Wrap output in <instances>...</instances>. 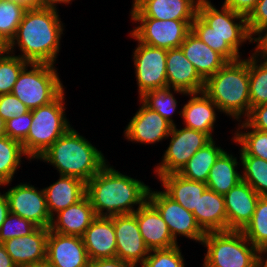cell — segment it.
Instances as JSON below:
<instances>
[{"mask_svg":"<svg viewBox=\"0 0 267 267\" xmlns=\"http://www.w3.org/2000/svg\"><path fill=\"white\" fill-rule=\"evenodd\" d=\"M221 6L218 10L210 0H200L191 31L228 62L237 61L241 59L240 46L247 40L254 43V38L245 16Z\"/></svg>","mask_w":267,"mask_h":267,"instance_id":"6da1fadb","label":"cell"},{"mask_svg":"<svg viewBox=\"0 0 267 267\" xmlns=\"http://www.w3.org/2000/svg\"><path fill=\"white\" fill-rule=\"evenodd\" d=\"M58 11L54 7L28 8L14 38L8 44V51L15 52L17 45L21 59L29 63L54 65L64 31Z\"/></svg>","mask_w":267,"mask_h":267,"instance_id":"7a4b0ae2","label":"cell"},{"mask_svg":"<svg viewBox=\"0 0 267 267\" xmlns=\"http://www.w3.org/2000/svg\"><path fill=\"white\" fill-rule=\"evenodd\" d=\"M150 187L144 182L120 173L106 164L86 183L97 217L133 214L148 200ZM134 205L138 206L136 209Z\"/></svg>","mask_w":267,"mask_h":267,"instance_id":"3957f363","label":"cell"},{"mask_svg":"<svg viewBox=\"0 0 267 267\" xmlns=\"http://www.w3.org/2000/svg\"><path fill=\"white\" fill-rule=\"evenodd\" d=\"M50 163L59 175L87 183L107 163L104 155L73 127L58 138L37 160Z\"/></svg>","mask_w":267,"mask_h":267,"instance_id":"277c9868","label":"cell"},{"mask_svg":"<svg viewBox=\"0 0 267 267\" xmlns=\"http://www.w3.org/2000/svg\"><path fill=\"white\" fill-rule=\"evenodd\" d=\"M203 92L218 106L219 111L240 121L251 110L249 95V57L227 62L205 80Z\"/></svg>","mask_w":267,"mask_h":267,"instance_id":"5b68a950","label":"cell"},{"mask_svg":"<svg viewBox=\"0 0 267 267\" xmlns=\"http://www.w3.org/2000/svg\"><path fill=\"white\" fill-rule=\"evenodd\" d=\"M203 267H261V252L242 231L208 232Z\"/></svg>","mask_w":267,"mask_h":267,"instance_id":"8992f818","label":"cell"},{"mask_svg":"<svg viewBox=\"0 0 267 267\" xmlns=\"http://www.w3.org/2000/svg\"><path fill=\"white\" fill-rule=\"evenodd\" d=\"M64 93L65 91L49 104L31 110L32 123L26 139L22 142L30 159H37L71 128L65 114Z\"/></svg>","mask_w":267,"mask_h":267,"instance_id":"52a82bcc","label":"cell"},{"mask_svg":"<svg viewBox=\"0 0 267 267\" xmlns=\"http://www.w3.org/2000/svg\"><path fill=\"white\" fill-rule=\"evenodd\" d=\"M58 74L52 64L30 63L19 74L11 93L29 110L49 104L64 91Z\"/></svg>","mask_w":267,"mask_h":267,"instance_id":"ba28073f","label":"cell"},{"mask_svg":"<svg viewBox=\"0 0 267 267\" xmlns=\"http://www.w3.org/2000/svg\"><path fill=\"white\" fill-rule=\"evenodd\" d=\"M171 138L168 148L162 156L161 163L155 167L157 178L162 175L178 173L188 160L201 148H203L212 139L203 132L194 129H177L176 124L172 126Z\"/></svg>","mask_w":267,"mask_h":267,"instance_id":"9c48e42d","label":"cell"},{"mask_svg":"<svg viewBox=\"0 0 267 267\" xmlns=\"http://www.w3.org/2000/svg\"><path fill=\"white\" fill-rule=\"evenodd\" d=\"M138 45L133 51L134 70L139 97L153 89L167 87L166 58L167 49L153 47L140 42L131 32Z\"/></svg>","mask_w":267,"mask_h":267,"instance_id":"30bf717a","label":"cell"},{"mask_svg":"<svg viewBox=\"0 0 267 267\" xmlns=\"http://www.w3.org/2000/svg\"><path fill=\"white\" fill-rule=\"evenodd\" d=\"M140 25L130 31L140 42L164 49L180 48L194 20L131 18Z\"/></svg>","mask_w":267,"mask_h":267,"instance_id":"8fae6325","label":"cell"},{"mask_svg":"<svg viewBox=\"0 0 267 267\" xmlns=\"http://www.w3.org/2000/svg\"><path fill=\"white\" fill-rule=\"evenodd\" d=\"M148 201L158 210L177 242L181 235L202 244L206 233L201 229L194 214L169 197L164 191L149 189Z\"/></svg>","mask_w":267,"mask_h":267,"instance_id":"7c38bea8","label":"cell"},{"mask_svg":"<svg viewBox=\"0 0 267 267\" xmlns=\"http://www.w3.org/2000/svg\"><path fill=\"white\" fill-rule=\"evenodd\" d=\"M4 194L8 200L10 213L27 219L38 227H50L52 218L43 189L38 190L29 183H20Z\"/></svg>","mask_w":267,"mask_h":267,"instance_id":"4fadbf2b","label":"cell"},{"mask_svg":"<svg viewBox=\"0 0 267 267\" xmlns=\"http://www.w3.org/2000/svg\"><path fill=\"white\" fill-rule=\"evenodd\" d=\"M113 220L116 238V257L131 263L134 267L144 263L150 250L141 236L137 218L134 214L110 217Z\"/></svg>","mask_w":267,"mask_h":267,"instance_id":"5bb4252c","label":"cell"},{"mask_svg":"<svg viewBox=\"0 0 267 267\" xmlns=\"http://www.w3.org/2000/svg\"><path fill=\"white\" fill-rule=\"evenodd\" d=\"M136 114L132 117L124 130L128 141L141 144H154L167 139L172 125L159 113L150 110L140 100Z\"/></svg>","mask_w":267,"mask_h":267,"instance_id":"9a60e30c","label":"cell"},{"mask_svg":"<svg viewBox=\"0 0 267 267\" xmlns=\"http://www.w3.org/2000/svg\"><path fill=\"white\" fill-rule=\"evenodd\" d=\"M89 257L82 237L49 230L46 262L53 267H88Z\"/></svg>","mask_w":267,"mask_h":267,"instance_id":"2e32d148","label":"cell"},{"mask_svg":"<svg viewBox=\"0 0 267 267\" xmlns=\"http://www.w3.org/2000/svg\"><path fill=\"white\" fill-rule=\"evenodd\" d=\"M131 18L194 20L200 0H133Z\"/></svg>","mask_w":267,"mask_h":267,"instance_id":"e0dca14e","label":"cell"},{"mask_svg":"<svg viewBox=\"0 0 267 267\" xmlns=\"http://www.w3.org/2000/svg\"><path fill=\"white\" fill-rule=\"evenodd\" d=\"M260 195L245 181H240L224 195L227 231H243L251 222Z\"/></svg>","mask_w":267,"mask_h":267,"instance_id":"ac0fdd59","label":"cell"},{"mask_svg":"<svg viewBox=\"0 0 267 267\" xmlns=\"http://www.w3.org/2000/svg\"><path fill=\"white\" fill-rule=\"evenodd\" d=\"M167 86L174 93L186 95L204 90L205 80L185 57L181 48L167 50L166 58Z\"/></svg>","mask_w":267,"mask_h":267,"instance_id":"d6986e66","label":"cell"},{"mask_svg":"<svg viewBox=\"0 0 267 267\" xmlns=\"http://www.w3.org/2000/svg\"><path fill=\"white\" fill-rule=\"evenodd\" d=\"M49 228L38 227L30 235L3 242L5 250L17 267H31L46 262Z\"/></svg>","mask_w":267,"mask_h":267,"instance_id":"ffe728a7","label":"cell"},{"mask_svg":"<svg viewBox=\"0 0 267 267\" xmlns=\"http://www.w3.org/2000/svg\"><path fill=\"white\" fill-rule=\"evenodd\" d=\"M133 214L137 218L144 243L150 251L178 245L161 214L148 200Z\"/></svg>","mask_w":267,"mask_h":267,"instance_id":"44dd1931","label":"cell"},{"mask_svg":"<svg viewBox=\"0 0 267 267\" xmlns=\"http://www.w3.org/2000/svg\"><path fill=\"white\" fill-rule=\"evenodd\" d=\"M190 99L183 106L179 115L183 118L186 128L206 133L213 138L214 124L216 122V110L218 106L203 92L186 93Z\"/></svg>","mask_w":267,"mask_h":267,"instance_id":"7402d4cb","label":"cell"},{"mask_svg":"<svg viewBox=\"0 0 267 267\" xmlns=\"http://www.w3.org/2000/svg\"><path fill=\"white\" fill-rule=\"evenodd\" d=\"M96 217L90 199L85 195L77 203L56 213L51 219L49 230L62 235L82 237Z\"/></svg>","mask_w":267,"mask_h":267,"instance_id":"603a6c76","label":"cell"},{"mask_svg":"<svg viewBox=\"0 0 267 267\" xmlns=\"http://www.w3.org/2000/svg\"><path fill=\"white\" fill-rule=\"evenodd\" d=\"M89 260L116 257V238L113 220L110 217H96L83 236Z\"/></svg>","mask_w":267,"mask_h":267,"instance_id":"cb8c5ba5","label":"cell"},{"mask_svg":"<svg viewBox=\"0 0 267 267\" xmlns=\"http://www.w3.org/2000/svg\"><path fill=\"white\" fill-rule=\"evenodd\" d=\"M180 48L204 80L214 75L228 62L221 54L202 42L192 31L187 34Z\"/></svg>","mask_w":267,"mask_h":267,"instance_id":"d4e9b609","label":"cell"},{"mask_svg":"<svg viewBox=\"0 0 267 267\" xmlns=\"http://www.w3.org/2000/svg\"><path fill=\"white\" fill-rule=\"evenodd\" d=\"M46 197L49 214H54L77 203L86 195V183L82 180L66 175H60L59 179L43 188Z\"/></svg>","mask_w":267,"mask_h":267,"instance_id":"484cf974","label":"cell"},{"mask_svg":"<svg viewBox=\"0 0 267 267\" xmlns=\"http://www.w3.org/2000/svg\"><path fill=\"white\" fill-rule=\"evenodd\" d=\"M193 214L205 233L227 231V214L223 195L206 188Z\"/></svg>","mask_w":267,"mask_h":267,"instance_id":"4316f807","label":"cell"},{"mask_svg":"<svg viewBox=\"0 0 267 267\" xmlns=\"http://www.w3.org/2000/svg\"><path fill=\"white\" fill-rule=\"evenodd\" d=\"M161 181L164 192L185 209L194 212L202 193L207 188L206 183L187 179L178 173L162 175Z\"/></svg>","mask_w":267,"mask_h":267,"instance_id":"83f0119b","label":"cell"},{"mask_svg":"<svg viewBox=\"0 0 267 267\" xmlns=\"http://www.w3.org/2000/svg\"><path fill=\"white\" fill-rule=\"evenodd\" d=\"M237 157L223 151L210 169L206 182L207 188L225 195L231 188L242 181V175L237 171Z\"/></svg>","mask_w":267,"mask_h":267,"instance_id":"f1b7e54d","label":"cell"},{"mask_svg":"<svg viewBox=\"0 0 267 267\" xmlns=\"http://www.w3.org/2000/svg\"><path fill=\"white\" fill-rule=\"evenodd\" d=\"M212 139L203 148L199 149L178 172L181 176L197 182L206 183L209 172L217 158L224 151Z\"/></svg>","mask_w":267,"mask_h":267,"instance_id":"f546056e","label":"cell"},{"mask_svg":"<svg viewBox=\"0 0 267 267\" xmlns=\"http://www.w3.org/2000/svg\"><path fill=\"white\" fill-rule=\"evenodd\" d=\"M31 159L25 153L22 143L8 136L0 138V186L9 185L21 165L22 156Z\"/></svg>","mask_w":267,"mask_h":267,"instance_id":"4dcf8cb0","label":"cell"},{"mask_svg":"<svg viewBox=\"0 0 267 267\" xmlns=\"http://www.w3.org/2000/svg\"><path fill=\"white\" fill-rule=\"evenodd\" d=\"M249 95L251 108L267 104V57L255 52L249 57Z\"/></svg>","mask_w":267,"mask_h":267,"instance_id":"1f68e13d","label":"cell"},{"mask_svg":"<svg viewBox=\"0 0 267 267\" xmlns=\"http://www.w3.org/2000/svg\"><path fill=\"white\" fill-rule=\"evenodd\" d=\"M238 122L241 125L238 123V129L231 140L241 146L240 155L259 157L267 161V132L253 129L245 121ZM240 129L249 131H239Z\"/></svg>","mask_w":267,"mask_h":267,"instance_id":"d6a6232c","label":"cell"},{"mask_svg":"<svg viewBox=\"0 0 267 267\" xmlns=\"http://www.w3.org/2000/svg\"><path fill=\"white\" fill-rule=\"evenodd\" d=\"M242 232L260 252L267 250V196H260L252 220Z\"/></svg>","mask_w":267,"mask_h":267,"instance_id":"836d02e7","label":"cell"},{"mask_svg":"<svg viewBox=\"0 0 267 267\" xmlns=\"http://www.w3.org/2000/svg\"><path fill=\"white\" fill-rule=\"evenodd\" d=\"M242 180L260 196H267V161L250 155H240Z\"/></svg>","mask_w":267,"mask_h":267,"instance_id":"e575fe53","label":"cell"},{"mask_svg":"<svg viewBox=\"0 0 267 267\" xmlns=\"http://www.w3.org/2000/svg\"><path fill=\"white\" fill-rule=\"evenodd\" d=\"M171 87H163L145 92L139 100L150 110L159 113L172 126L175 125L171 118L177 107V100Z\"/></svg>","mask_w":267,"mask_h":267,"instance_id":"d590c367","label":"cell"},{"mask_svg":"<svg viewBox=\"0 0 267 267\" xmlns=\"http://www.w3.org/2000/svg\"><path fill=\"white\" fill-rule=\"evenodd\" d=\"M28 8L10 0L0 1V36L9 44Z\"/></svg>","mask_w":267,"mask_h":267,"instance_id":"8d00e7d4","label":"cell"},{"mask_svg":"<svg viewBox=\"0 0 267 267\" xmlns=\"http://www.w3.org/2000/svg\"><path fill=\"white\" fill-rule=\"evenodd\" d=\"M14 54V55H13ZM30 63L9 51L0 54V95L11 93L21 71Z\"/></svg>","mask_w":267,"mask_h":267,"instance_id":"74e56055","label":"cell"},{"mask_svg":"<svg viewBox=\"0 0 267 267\" xmlns=\"http://www.w3.org/2000/svg\"><path fill=\"white\" fill-rule=\"evenodd\" d=\"M179 245L167 249L152 250L141 267H185Z\"/></svg>","mask_w":267,"mask_h":267,"instance_id":"f35d334b","label":"cell"},{"mask_svg":"<svg viewBox=\"0 0 267 267\" xmlns=\"http://www.w3.org/2000/svg\"><path fill=\"white\" fill-rule=\"evenodd\" d=\"M38 226L18 215L9 213L0 227V243L8 239L30 235Z\"/></svg>","mask_w":267,"mask_h":267,"instance_id":"ab89813d","label":"cell"},{"mask_svg":"<svg viewBox=\"0 0 267 267\" xmlns=\"http://www.w3.org/2000/svg\"><path fill=\"white\" fill-rule=\"evenodd\" d=\"M32 123V111L24 113L19 117L6 121V136L22 143L29 132Z\"/></svg>","mask_w":267,"mask_h":267,"instance_id":"60d3db41","label":"cell"},{"mask_svg":"<svg viewBox=\"0 0 267 267\" xmlns=\"http://www.w3.org/2000/svg\"><path fill=\"white\" fill-rule=\"evenodd\" d=\"M29 109L14 94L0 95V116L8 121L28 112Z\"/></svg>","mask_w":267,"mask_h":267,"instance_id":"b9f144b4","label":"cell"},{"mask_svg":"<svg viewBox=\"0 0 267 267\" xmlns=\"http://www.w3.org/2000/svg\"><path fill=\"white\" fill-rule=\"evenodd\" d=\"M247 25L253 38L267 27V0H258L255 8L247 17Z\"/></svg>","mask_w":267,"mask_h":267,"instance_id":"7bdbcfd3","label":"cell"},{"mask_svg":"<svg viewBox=\"0 0 267 267\" xmlns=\"http://www.w3.org/2000/svg\"><path fill=\"white\" fill-rule=\"evenodd\" d=\"M245 122L253 129L267 132V104L252 107Z\"/></svg>","mask_w":267,"mask_h":267,"instance_id":"ee69618b","label":"cell"},{"mask_svg":"<svg viewBox=\"0 0 267 267\" xmlns=\"http://www.w3.org/2000/svg\"><path fill=\"white\" fill-rule=\"evenodd\" d=\"M258 0H224L225 6L246 18L253 11Z\"/></svg>","mask_w":267,"mask_h":267,"instance_id":"f6af8a7d","label":"cell"},{"mask_svg":"<svg viewBox=\"0 0 267 267\" xmlns=\"http://www.w3.org/2000/svg\"><path fill=\"white\" fill-rule=\"evenodd\" d=\"M88 267H134L131 263L123 261L117 257L90 260Z\"/></svg>","mask_w":267,"mask_h":267,"instance_id":"bcb514c9","label":"cell"},{"mask_svg":"<svg viewBox=\"0 0 267 267\" xmlns=\"http://www.w3.org/2000/svg\"><path fill=\"white\" fill-rule=\"evenodd\" d=\"M254 42L256 43L254 52L259 56L267 57V27L254 37Z\"/></svg>","mask_w":267,"mask_h":267,"instance_id":"7dc6e473","label":"cell"},{"mask_svg":"<svg viewBox=\"0 0 267 267\" xmlns=\"http://www.w3.org/2000/svg\"><path fill=\"white\" fill-rule=\"evenodd\" d=\"M9 213L10 211L7 197L4 193L2 194L0 192V227Z\"/></svg>","mask_w":267,"mask_h":267,"instance_id":"c3c4849f","label":"cell"},{"mask_svg":"<svg viewBox=\"0 0 267 267\" xmlns=\"http://www.w3.org/2000/svg\"><path fill=\"white\" fill-rule=\"evenodd\" d=\"M0 267H17L2 243H0Z\"/></svg>","mask_w":267,"mask_h":267,"instance_id":"681fc988","label":"cell"},{"mask_svg":"<svg viewBox=\"0 0 267 267\" xmlns=\"http://www.w3.org/2000/svg\"><path fill=\"white\" fill-rule=\"evenodd\" d=\"M73 0H37L38 7H54L56 8V4H70Z\"/></svg>","mask_w":267,"mask_h":267,"instance_id":"f907efd6","label":"cell"},{"mask_svg":"<svg viewBox=\"0 0 267 267\" xmlns=\"http://www.w3.org/2000/svg\"><path fill=\"white\" fill-rule=\"evenodd\" d=\"M26 6L27 8L38 7L37 0H10Z\"/></svg>","mask_w":267,"mask_h":267,"instance_id":"816d5d0a","label":"cell"},{"mask_svg":"<svg viewBox=\"0 0 267 267\" xmlns=\"http://www.w3.org/2000/svg\"><path fill=\"white\" fill-rule=\"evenodd\" d=\"M6 136V121L0 116V138Z\"/></svg>","mask_w":267,"mask_h":267,"instance_id":"f5cc1de1","label":"cell"},{"mask_svg":"<svg viewBox=\"0 0 267 267\" xmlns=\"http://www.w3.org/2000/svg\"><path fill=\"white\" fill-rule=\"evenodd\" d=\"M8 52V44L0 36V54Z\"/></svg>","mask_w":267,"mask_h":267,"instance_id":"db71d44e","label":"cell"},{"mask_svg":"<svg viewBox=\"0 0 267 267\" xmlns=\"http://www.w3.org/2000/svg\"><path fill=\"white\" fill-rule=\"evenodd\" d=\"M31 267H53V266L49 265L47 262H44V263L37 264V265L31 266Z\"/></svg>","mask_w":267,"mask_h":267,"instance_id":"11a10c76","label":"cell"},{"mask_svg":"<svg viewBox=\"0 0 267 267\" xmlns=\"http://www.w3.org/2000/svg\"><path fill=\"white\" fill-rule=\"evenodd\" d=\"M261 267H267V259H261Z\"/></svg>","mask_w":267,"mask_h":267,"instance_id":"9f6ffc18","label":"cell"},{"mask_svg":"<svg viewBox=\"0 0 267 267\" xmlns=\"http://www.w3.org/2000/svg\"><path fill=\"white\" fill-rule=\"evenodd\" d=\"M266 253H267V250L261 252V259H267Z\"/></svg>","mask_w":267,"mask_h":267,"instance_id":"6f0895ef","label":"cell"}]
</instances>
